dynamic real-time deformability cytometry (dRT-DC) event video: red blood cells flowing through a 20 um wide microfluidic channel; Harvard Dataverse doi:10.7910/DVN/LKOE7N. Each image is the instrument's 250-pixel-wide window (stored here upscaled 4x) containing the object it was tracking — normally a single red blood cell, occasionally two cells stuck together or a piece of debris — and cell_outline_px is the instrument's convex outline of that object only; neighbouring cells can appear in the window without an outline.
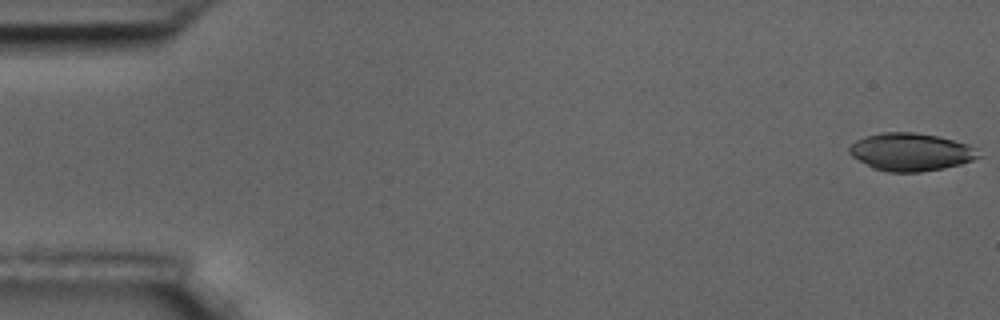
{"species": "common noctule bat (a hibernating species)", "species_latin": "Nyctalus noctula", "temperature_condition": "room temperature", "stored_images_in_passage": 14, "camera_frame_rate_fps": 3000, "um_per_image_px": 0.085, "animal": {"sex": "male", "body_mass_g": 17.5, "forearm_length_mm": 52.3}, "frame": {"image": 1, "passage_image": 1, "time_ms": 0.0, "image_size_px": [1000, 320], "cell_outline_px": [[984, 156], [960, 164], [944, 168], [920, 172], [888, 172], [872, 168], [852, 156], [848, 152], [848, 148], [856, 140], [864, 136], [880, 132], [912, 132], [936, 136], [968, 144], [976, 148]], "centroid_in_image_um": [77.42, 12.92], "position_along_channel_um": 7.6, "area_um2": 28.55}}